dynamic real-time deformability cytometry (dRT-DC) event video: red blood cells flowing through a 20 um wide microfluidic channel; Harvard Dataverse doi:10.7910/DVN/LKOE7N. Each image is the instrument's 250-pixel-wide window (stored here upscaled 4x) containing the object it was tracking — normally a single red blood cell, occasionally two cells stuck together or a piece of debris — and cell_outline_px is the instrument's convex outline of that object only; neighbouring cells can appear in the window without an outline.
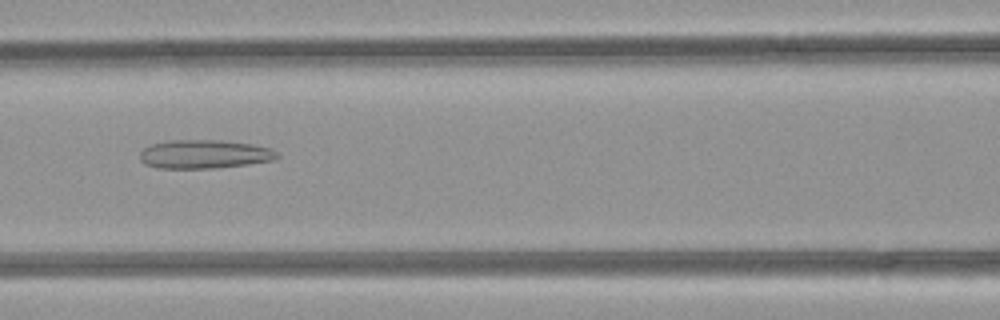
{"species": "common noctule bat (a hibernating species)", "species_latin": "Nyctalus noctula", "temperature_condition": "room temperature", "stored_images_in_passage": 29, "camera_frame_rate_fps": 3000, "um_per_image_px": 0.085, "animal": {"sex": "female", "body_mass_g": 21.9}, "frame": {"image": 1, "passage_image": 8, "time_ms": 2.333, "image_size_px": [1000, 320], "cell_outline_px": [[280, 156], [276, 160], [248, 164], [216, 168], [160, 168], [144, 164], [140, 160], [140, 152], [144, 148], [152, 144], [168, 140], [220, 140], [252, 144], [272, 148]], "centroid_in_image_um": [17.39, 13.1], "position_along_channel_um": 149.2, "area_um2": 23.06}}
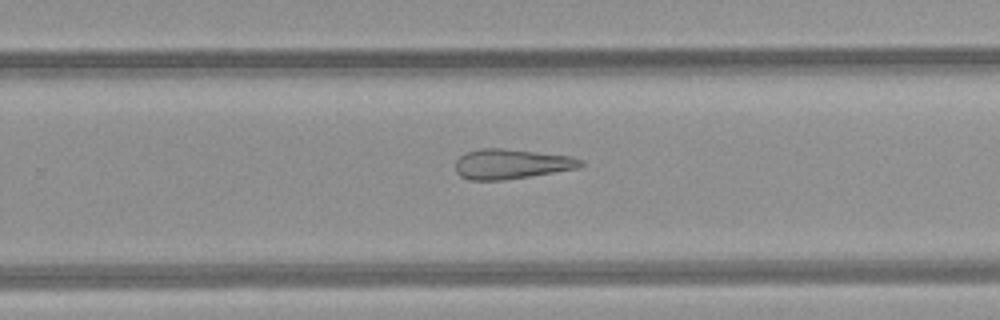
{"frame": {"image": 2, "passage_image": 18, "time_ms": 5.667, "image_size_px": [1000, 320], "cell_outline_px": [[584, 164], [580, 168], [532, 176], [504, 180], [468, 180], [460, 176], [456, 172], [456, 160], [460, 156], [468, 152], [480, 148], [504, 148], [572, 156], [584, 160]], "centroid_in_image_um": [43.5, 13.94], "position_along_channel_um": 286.3, "area_um2": 22.08}}
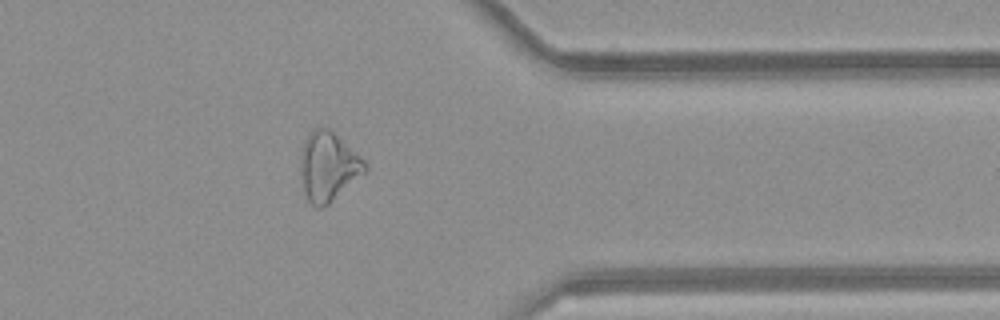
{"frame": {"image": 3, "passage_image": 26, "time_ms": 8.333, "image_size_px": [1000, 320], "cell_outline_px": [[368, 172], [324, 208], [316, 208], [308, 200], [304, 188], [300, 156], [300, 152], [304, 140], [316, 128], [328, 128], [360, 156], [364, 160], [368, 168]], "centroid_in_image_um": [27.94, 14.2], "position_along_channel_um": 383.5, "area_um2": 25.72}}